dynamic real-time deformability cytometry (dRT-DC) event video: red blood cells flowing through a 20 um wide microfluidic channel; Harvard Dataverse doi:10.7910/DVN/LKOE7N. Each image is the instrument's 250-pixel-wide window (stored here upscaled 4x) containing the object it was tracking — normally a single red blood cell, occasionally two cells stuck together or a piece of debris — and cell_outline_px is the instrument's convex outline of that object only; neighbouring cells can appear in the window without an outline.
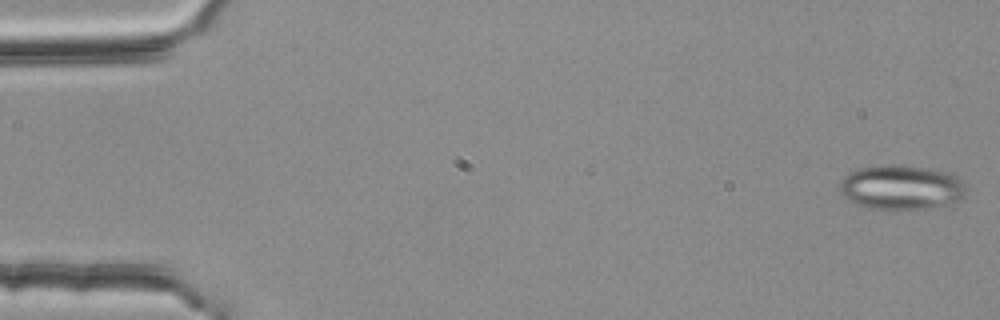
{"species": "common noctule bat (a hibernating species)", "species_latin": "Nyctalus noctula", "temperature_condition": "room temperature", "stored_images_in_passage": 54, "segment_of_instrument_passage": [1, 2], "camera_frame_rate_fps": 3000, "um_per_image_px": 0.085, "animal": {"sex": "female", "body_mass_g": 25.1}, "frame": {"image": 1, "passage_image": 1, "time_ms": 0.0, "image_size_px": [1000, 320], "cell_outline_px": [[968, 188], [960, 200], [948, 204], [924, 208], [876, 208], [860, 204], [848, 200], [840, 192], [840, 180], [848, 172], [860, 168], [884, 164], [900, 164], [928, 168], [948, 172], [956, 176]], "centroid_in_image_um": [76.62, 15.88], "position_along_channel_um": 8.4, "area_um2": 32.6}}